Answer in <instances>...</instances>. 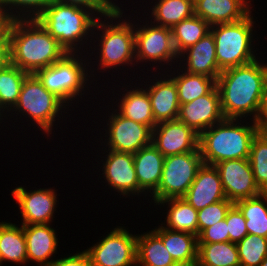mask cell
<instances>
[{
    "mask_svg": "<svg viewBox=\"0 0 267 266\" xmlns=\"http://www.w3.org/2000/svg\"><path fill=\"white\" fill-rule=\"evenodd\" d=\"M168 205L166 212V226L163 227L180 232H188L198 236V211L183 197L169 198L158 202L156 205ZM166 204V205H165Z\"/></svg>",
    "mask_w": 267,
    "mask_h": 266,
    "instance_id": "26",
    "label": "cell"
},
{
    "mask_svg": "<svg viewBox=\"0 0 267 266\" xmlns=\"http://www.w3.org/2000/svg\"><path fill=\"white\" fill-rule=\"evenodd\" d=\"M11 194L19 205L23 221L21 225L50 224L53 222L58 197L55 189L40 188L28 191L24 186H18L12 190Z\"/></svg>",
    "mask_w": 267,
    "mask_h": 266,
    "instance_id": "15",
    "label": "cell"
},
{
    "mask_svg": "<svg viewBox=\"0 0 267 266\" xmlns=\"http://www.w3.org/2000/svg\"><path fill=\"white\" fill-rule=\"evenodd\" d=\"M150 20V22L149 20L147 21L146 17V22L143 20L141 22L143 23L142 25L135 23L136 66L144 61L146 63L148 61L154 62L155 64L164 62L161 64L162 66L159 65L161 68L167 64L172 69L171 64L177 63L179 58L173 44L172 30L171 28L156 25L152 23V19Z\"/></svg>",
    "mask_w": 267,
    "mask_h": 266,
    "instance_id": "10",
    "label": "cell"
},
{
    "mask_svg": "<svg viewBox=\"0 0 267 266\" xmlns=\"http://www.w3.org/2000/svg\"><path fill=\"white\" fill-rule=\"evenodd\" d=\"M249 161L256 185L267 192V140L259 132L252 140Z\"/></svg>",
    "mask_w": 267,
    "mask_h": 266,
    "instance_id": "37",
    "label": "cell"
},
{
    "mask_svg": "<svg viewBox=\"0 0 267 266\" xmlns=\"http://www.w3.org/2000/svg\"><path fill=\"white\" fill-rule=\"evenodd\" d=\"M137 266H173L176 262L153 231L137 234Z\"/></svg>",
    "mask_w": 267,
    "mask_h": 266,
    "instance_id": "27",
    "label": "cell"
},
{
    "mask_svg": "<svg viewBox=\"0 0 267 266\" xmlns=\"http://www.w3.org/2000/svg\"><path fill=\"white\" fill-rule=\"evenodd\" d=\"M173 266H199L198 260L187 263H176Z\"/></svg>",
    "mask_w": 267,
    "mask_h": 266,
    "instance_id": "47",
    "label": "cell"
},
{
    "mask_svg": "<svg viewBox=\"0 0 267 266\" xmlns=\"http://www.w3.org/2000/svg\"><path fill=\"white\" fill-rule=\"evenodd\" d=\"M179 61L178 67L182 63L180 68L183 67L182 69L185 72L191 74L204 75L217 80L222 72L216 59L215 40L211 32L207 33L196 44L184 50L179 56Z\"/></svg>",
    "mask_w": 267,
    "mask_h": 266,
    "instance_id": "20",
    "label": "cell"
},
{
    "mask_svg": "<svg viewBox=\"0 0 267 266\" xmlns=\"http://www.w3.org/2000/svg\"><path fill=\"white\" fill-rule=\"evenodd\" d=\"M199 135L225 119L220 102V94L215 86L208 94L192 102L181 104L178 118Z\"/></svg>",
    "mask_w": 267,
    "mask_h": 266,
    "instance_id": "17",
    "label": "cell"
},
{
    "mask_svg": "<svg viewBox=\"0 0 267 266\" xmlns=\"http://www.w3.org/2000/svg\"><path fill=\"white\" fill-rule=\"evenodd\" d=\"M50 266H92L89 256L85 251L70 254L61 259H55Z\"/></svg>",
    "mask_w": 267,
    "mask_h": 266,
    "instance_id": "42",
    "label": "cell"
},
{
    "mask_svg": "<svg viewBox=\"0 0 267 266\" xmlns=\"http://www.w3.org/2000/svg\"><path fill=\"white\" fill-rule=\"evenodd\" d=\"M255 122L258 126H267V86L262 98L260 111Z\"/></svg>",
    "mask_w": 267,
    "mask_h": 266,
    "instance_id": "44",
    "label": "cell"
},
{
    "mask_svg": "<svg viewBox=\"0 0 267 266\" xmlns=\"http://www.w3.org/2000/svg\"><path fill=\"white\" fill-rule=\"evenodd\" d=\"M16 226L11 222H0V263H27L26 241L23 225Z\"/></svg>",
    "mask_w": 267,
    "mask_h": 266,
    "instance_id": "28",
    "label": "cell"
},
{
    "mask_svg": "<svg viewBox=\"0 0 267 266\" xmlns=\"http://www.w3.org/2000/svg\"><path fill=\"white\" fill-rule=\"evenodd\" d=\"M202 165L199 148L193 152L165 157L161 181L151 199L154 206L165 199L183 197Z\"/></svg>",
    "mask_w": 267,
    "mask_h": 266,
    "instance_id": "9",
    "label": "cell"
},
{
    "mask_svg": "<svg viewBox=\"0 0 267 266\" xmlns=\"http://www.w3.org/2000/svg\"><path fill=\"white\" fill-rule=\"evenodd\" d=\"M232 205L233 203L230 200L225 199L198 210V235L204 229L224 220L227 211Z\"/></svg>",
    "mask_w": 267,
    "mask_h": 266,
    "instance_id": "38",
    "label": "cell"
},
{
    "mask_svg": "<svg viewBox=\"0 0 267 266\" xmlns=\"http://www.w3.org/2000/svg\"><path fill=\"white\" fill-rule=\"evenodd\" d=\"M260 266H267V257L261 262Z\"/></svg>",
    "mask_w": 267,
    "mask_h": 266,
    "instance_id": "49",
    "label": "cell"
},
{
    "mask_svg": "<svg viewBox=\"0 0 267 266\" xmlns=\"http://www.w3.org/2000/svg\"><path fill=\"white\" fill-rule=\"evenodd\" d=\"M66 50L36 20H13L9 29V62L28 74L61 60Z\"/></svg>",
    "mask_w": 267,
    "mask_h": 266,
    "instance_id": "2",
    "label": "cell"
},
{
    "mask_svg": "<svg viewBox=\"0 0 267 266\" xmlns=\"http://www.w3.org/2000/svg\"><path fill=\"white\" fill-rule=\"evenodd\" d=\"M214 166L219 172L225 196L233 204L262 193L254 180L249 158L226 160Z\"/></svg>",
    "mask_w": 267,
    "mask_h": 266,
    "instance_id": "13",
    "label": "cell"
},
{
    "mask_svg": "<svg viewBox=\"0 0 267 266\" xmlns=\"http://www.w3.org/2000/svg\"><path fill=\"white\" fill-rule=\"evenodd\" d=\"M252 12L244 19L210 27L216 46V59L223 71L249 64L256 60L253 27L256 23Z\"/></svg>",
    "mask_w": 267,
    "mask_h": 266,
    "instance_id": "7",
    "label": "cell"
},
{
    "mask_svg": "<svg viewBox=\"0 0 267 266\" xmlns=\"http://www.w3.org/2000/svg\"><path fill=\"white\" fill-rule=\"evenodd\" d=\"M153 231L162 239L166 249L176 263L196 261L198 258V236L188 232L169 230L159 225Z\"/></svg>",
    "mask_w": 267,
    "mask_h": 266,
    "instance_id": "25",
    "label": "cell"
},
{
    "mask_svg": "<svg viewBox=\"0 0 267 266\" xmlns=\"http://www.w3.org/2000/svg\"><path fill=\"white\" fill-rule=\"evenodd\" d=\"M51 3L52 0H0V9L13 20H31L37 19Z\"/></svg>",
    "mask_w": 267,
    "mask_h": 266,
    "instance_id": "35",
    "label": "cell"
},
{
    "mask_svg": "<svg viewBox=\"0 0 267 266\" xmlns=\"http://www.w3.org/2000/svg\"><path fill=\"white\" fill-rule=\"evenodd\" d=\"M246 219L248 234L267 238V192L234 203Z\"/></svg>",
    "mask_w": 267,
    "mask_h": 266,
    "instance_id": "31",
    "label": "cell"
},
{
    "mask_svg": "<svg viewBox=\"0 0 267 266\" xmlns=\"http://www.w3.org/2000/svg\"><path fill=\"white\" fill-rule=\"evenodd\" d=\"M136 250L137 234L117 226L84 251L92 266H137Z\"/></svg>",
    "mask_w": 267,
    "mask_h": 266,
    "instance_id": "11",
    "label": "cell"
},
{
    "mask_svg": "<svg viewBox=\"0 0 267 266\" xmlns=\"http://www.w3.org/2000/svg\"><path fill=\"white\" fill-rule=\"evenodd\" d=\"M244 120L224 119L199 135L204 164L215 165L226 160L249 158L250 146L259 127L253 120L251 123Z\"/></svg>",
    "mask_w": 267,
    "mask_h": 266,
    "instance_id": "4",
    "label": "cell"
},
{
    "mask_svg": "<svg viewBox=\"0 0 267 266\" xmlns=\"http://www.w3.org/2000/svg\"><path fill=\"white\" fill-rule=\"evenodd\" d=\"M105 151L106 157L102 159V174L104 180L110 188L114 190L122 197H137L140 194L147 196L140 188L137 181L135 167H134V156L130 153L118 152L114 150H102Z\"/></svg>",
    "mask_w": 267,
    "mask_h": 266,
    "instance_id": "14",
    "label": "cell"
},
{
    "mask_svg": "<svg viewBox=\"0 0 267 266\" xmlns=\"http://www.w3.org/2000/svg\"><path fill=\"white\" fill-rule=\"evenodd\" d=\"M259 133L267 140V126H258Z\"/></svg>",
    "mask_w": 267,
    "mask_h": 266,
    "instance_id": "48",
    "label": "cell"
},
{
    "mask_svg": "<svg viewBox=\"0 0 267 266\" xmlns=\"http://www.w3.org/2000/svg\"><path fill=\"white\" fill-rule=\"evenodd\" d=\"M151 6V12L146 14L154 21L152 23L173 28L182 20L191 18L194 15V0H155Z\"/></svg>",
    "mask_w": 267,
    "mask_h": 266,
    "instance_id": "29",
    "label": "cell"
},
{
    "mask_svg": "<svg viewBox=\"0 0 267 266\" xmlns=\"http://www.w3.org/2000/svg\"><path fill=\"white\" fill-rule=\"evenodd\" d=\"M139 85L138 82V87L136 85L127 86L130 88L134 87L135 89L125 87L126 89L122 91V96L120 95V98H118L119 101L116 104L118 108L115 110L123 117L147 125L153 129L157 125V122L152 113L149 94L143 87V84L141 88Z\"/></svg>",
    "mask_w": 267,
    "mask_h": 266,
    "instance_id": "24",
    "label": "cell"
},
{
    "mask_svg": "<svg viewBox=\"0 0 267 266\" xmlns=\"http://www.w3.org/2000/svg\"><path fill=\"white\" fill-rule=\"evenodd\" d=\"M199 266H240L236 243H198Z\"/></svg>",
    "mask_w": 267,
    "mask_h": 266,
    "instance_id": "32",
    "label": "cell"
},
{
    "mask_svg": "<svg viewBox=\"0 0 267 266\" xmlns=\"http://www.w3.org/2000/svg\"><path fill=\"white\" fill-rule=\"evenodd\" d=\"M23 232L27 262H35L38 266H50L54 261L52 256L57 253L59 242L55 228L50 224H31L23 225Z\"/></svg>",
    "mask_w": 267,
    "mask_h": 266,
    "instance_id": "22",
    "label": "cell"
},
{
    "mask_svg": "<svg viewBox=\"0 0 267 266\" xmlns=\"http://www.w3.org/2000/svg\"><path fill=\"white\" fill-rule=\"evenodd\" d=\"M97 19L87 9L52 2L36 20L59 42L67 53H82L84 44L87 45L85 46L87 51L88 48L86 47L89 45L87 42L92 43V39L89 40L88 38L93 35L92 32Z\"/></svg>",
    "mask_w": 267,
    "mask_h": 266,
    "instance_id": "5",
    "label": "cell"
},
{
    "mask_svg": "<svg viewBox=\"0 0 267 266\" xmlns=\"http://www.w3.org/2000/svg\"><path fill=\"white\" fill-rule=\"evenodd\" d=\"M28 73L8 62L0 70V102L11 112L17 104L23 81Z\"/></svg>",
    "mask_w": 267,
    "mask_h": 266,
    "instance_id": "34",
    "label": "cell"
},
{
    "mask_svg": "<svg viewBox=\"0 0 267 266\" xmlns=\"http://www.w3.org/2000/svg\"><path fill=\"white\" fill-rule=\"evenodd\" d=\"M120 7H122V5L118 6L108 16L104 17V21L98 18L95 23L92 33V40H94L92 44H94L95 47V42L98 41L99 43L96 44H99L97 45V49L99 51L96 47L94 50L89 49L92 53H89L88 57L94 56L93 51L94 53L97 51L95 53V58L98 59V63H95L98 68L97 70L100 69L106 71L107 69H121L117 66H122V69L125 66H135V24L132 23L133 19L130 21V17L128 19L125 18V20L123 19L125 16L123 15L124 10ZM96 29L97 32L99 31L98 33L95 32ZM93 38L98 40L96 41Z\"/></svg>",
    "mask_w": 267,
    "mask_h": 266,
    "instance_id": "3",
    "label": "cell"
},
{
    "mask_svg": "<svg viewBox=\"0 0 267 266\" xmlns=\"http://www.w3.org/2000/svg\"><path fill=\"white\" fill-rule=\"evenodd\" d=\"M240 266H260L267 257V238L247 234L241 241L236 243Z\"/></svg>",
    "mask_w": 267,
    "mask_h": 266,
    "instance_id": "36",
    "label": "cell"
},
{
    "mask_svg": "<svg viewBox=\"0 0 267 266\" xmlns=\"http://www.w3.org/2000/svg\"><path fill=\"white\" fill-rule=\"evenodd\" d=\"M177 69L181 73L178 70L176 72V68L173 70V73L168 74L166 71L164 73L175 81L180 105L192 102L196 98L208 94L216 86L214 78L191 74L178 67Z\"/></svg>",
    "mask_w": 267,
    "mask_h": 266,
    "instance_id": "30",
    "label": "cell"
},
{
    "mask_svg": "<svg viewBox=\"0 0 267 266\" xmlns=\"http://www.w3.org/2000/svg\"><path fill=\"white\" fill-rule=\"evenodd\" d=\"M152 144L164 157L193 152L199 148V134L178 119L163 121L152 129Z\"/></svg>",
    "mask_w": 267,
    "mask_h": 266,
    "instance_id": "16",
    "label": "cell"
},
{
    "mask_svg": "<svg viewBox=\"0 0 267 266\" xmlns=\"http://www.w3.org/2000/svg\"><path fill=\"white\" fill-rule=\"evenodd\" d=\"M225 220L227 222L230 242L238 243L248 234L246 219L234 204L227 211Z\"/></svg>",
    "mask_w": 267,
    "mask_h": 266,
    "instance_id": "40",
    "label": "cell"
},
{
    "mask_svg": "<svg viewBox=\"0 0 267 266\" xmlns=\"http://www.w3.org/2000/svg\"><path fill=\"white\" fill-rule=\"evenodd\" d=\"M66 107L67 105L60 98L43 86L35 74H28L21 86L18 102L11 110L15 113L11 112L9 119L15 114H20L19 118L28 117L49 137V134L53 133L55 121L60 120L61 117L64 118L62 112L67 114Z\"/></svg>",
    "mask_w": 267,
    "mask_h": 266,
    "instance_id": "8",
    "label": "cell"
},
{
    "mask_svg": "<svg viewBox=\"0 0 267 266\" xmlns=\"http://www.w3.org/2000/svg\"><path fill=\"white\" fill-rule=\"evenodd\" d=\"M210 27L202 18L193 15L171 28L173 44L177 54L180 56L184 50L196 44L210 32Z\"/></svg>",
    "mask_w": 267,
    "mask_h": 266,
    "instance_id": "33",
    "label": "cell"
},
{
    "mask_svg": "<svg viewBox=\"0 0 267 266\" xmlns=\"http://www.w3.org/2000/svg\"><path fill=\"white\" fill-rule=\"evenodd\" d=\"M251 0H194V15L210 26L233 23L247 17L252 11Z\"/></svg>",
    "mask_w": 267,
    "mask_h": 266,
    "instance_id": "21",
    "label": "cell"
},
{
    "mask_svg": "<svg viewBox=\"0 0 267 266\" xmlns=\"http://www.w3.org/2000/svg\"><path fill=\"white\" fill-rule=\"evenodd\" d=\"M139 188L151 197L161 181L165 157L151 143L133 154Z\"/></svg>",
    "mask_w": 267,
    "mask_h": 266,
    "instance_id": "23",
    "label": "cell"
},
{
    "mask_svg": "<svg viewBox=\"0 0 267 266\" xmlns=\"http://www.w3.org/2000/svg\"><path fill=\"white\" fill-rule=\"evenodd\" d=\"M229 233L227 229L226 220H221L204 229L198 235V243H216V242H228Z\"/></svg>",
    "mask_w": 267,
    "mask_h": 266,
    "instance_id": "41",
    "label": "cell"
},
{
    "mask_svg": "<svg viewBox=\"0 0 267 266\" xmlns=\"http://www.w3.org/2000/svg\"><path fill=\"white\" fill-rule=\"evenodd\" d=\"M259 58L219 74L216 86L225 119L240 120L249 115L256 121L267 86V63H260Z\"/></svg>",
    "mask_w": 267,
    "mask_h": 266,
    "instance_id": "1",
    "label": "cell"
},
{
    "mask_svg": "<svg viewBox=\"0 0 267 266\" xmlns=\"http://www.w3.org/2000/svg\"><path fill=\"white\" fill-rule=\"evenodd\" d=\"M183 198L197 211L227 199L217 168L203 163Z\"/></svg>",
    "mask_w": 267,
    "mask_h": 266,
    "instance_id": "19",
    "label": "cell"
},
{
    "mask_svg": "<svg viewBox=\"0 0 267 266\" xmlns=\"http://www.w3.org/2000/svg\"><path fill=\"white\" fill-rule=\"evenodd\" d=\"M159 74L162 76H158ZM158 75L154 74L153 76L156 80L154 78L149 79L154 81L150 83L152 85H148L147 81H144L146 84H144V87H146V91L149 94L154 119L157 123L176 120L179 114L180 103L175 81L169 75L163 73H158ZM156 76L160 78L157 79Z\"/></svg>",
    "mask_w": 267,
    "mask_h": 266,
    "instance_id": "18",
    "label": "cell"
},
{
    "mask_svg": "<svg viewBox=\"0 0 267 266\" xmlns=\"http://www.w3.org/2000/svg\"><path fill=\"white\" fill-rule=\"evenodd\" d=\"M82 55V53H67L61 60L46 68H41L35 73L43 86L60 98L68 106V109L69 106L72 107L73 102L71 101L74 99L79 101V97L82 98L85 91L89 90L90 87L87 85L93 82L89 78L94 76L93 72H96L92 69L94 66L90 64L92 62L83 59L86 55ZM86 66H89L90 69ZM89 70L92 73L90 75L87 73Z\"/></svg>",
    "mask_w": 267,
    "mask_h": 266,
    "instance_id": "6",
    "label": "cell"
},
{
    "mask_svg": "<svg viewBox=\"0 0 267 266\" xmlns=\"http://www.w3.org/2000/svg\"><path fill=\"white\" fill-rule=\"evenodd\" d=\"M106 119L105 147L109 150L134 154L152 143V129L144 124L127 119L110 109ZM107 142V143H106Z\"/></svg>",
    "mask_w": 267,
    "mask_h": 266,
    "instance_id": "12",
    "label": "cell"
},
{
    "mask_svg": "<svg viewBox=\"0 0 267 266\" xmlns=\"http://www.w3.org/2000/svg\"><path fill=\"white\" fill-rule=\"evenodd\" d=\"M13 19L0 9V45H9V29Z\"/></svg>",
    "mask_w": 267,
    "mask_h": 266,
    "instance_id": "43",
    "label": "cell"
},
{
    "mask_svg": "<svg viewBox=\"0 0 267 266\" xmlns=\"http://www.w3.org/2000/svg\"><path fill=\"white\" fill-rule=\"evenodd\" d=\"M9 62V45H0V70Z\"/></svg>",
    "mask_w": 267,
    "mask_h": 266,
    "instance_id": "45",
    "label": "cell"
},
{
    "mask_svg": "<svg viewBox=\"0 0 267 266\" xmlns=\"http://www.w3.org/2000/svg\"><path fill=\"white\" fill-rule=\"evenodd\" d=\"M5 113V114H4ZM9 112L7 111V109L1 104L0 102V121L4 120L5 118H7V116L9 117ZM8 114V115H7ZM2 117V118H1ZM4 117V118H3ZM2 123V122H0Z\"/></svg>",
    "mask_w": 267,
    "mask_h": 266,
    "instance_id": "46",
    "label": "cell"
},
{
    "mask_svg": "<svg viewBox=\"0 0 267 266\" xmlns=\"http://www.w3.org/2000/svg\"><path fill=\"white\" fill-rule=\"evenodd\" d=\"M52 2L87 9L100 19H102V16H108L118 7V4L113 0H52Z\"/></svg>",
    "mask_w": 267,
    "mask_h": 266,
    "instance_id": "39",
    "label": "cell"
}]
</instances>
